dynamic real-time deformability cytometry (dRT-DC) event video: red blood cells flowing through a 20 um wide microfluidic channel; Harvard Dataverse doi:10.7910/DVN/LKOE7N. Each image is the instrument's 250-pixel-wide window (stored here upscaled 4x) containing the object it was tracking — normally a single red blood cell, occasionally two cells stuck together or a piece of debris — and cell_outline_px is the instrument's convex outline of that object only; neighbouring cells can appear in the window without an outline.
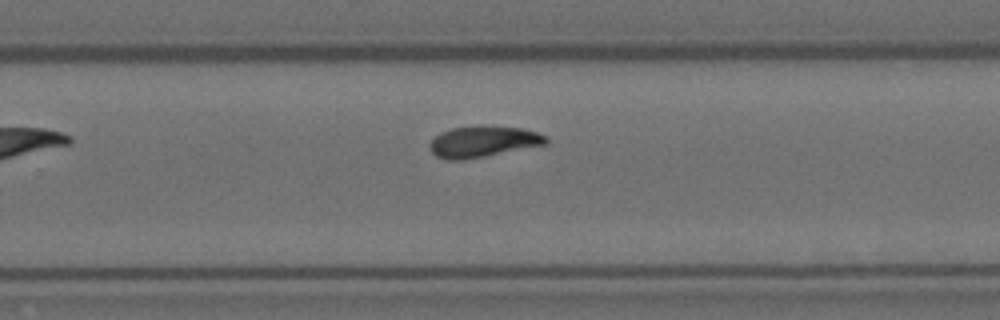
{"species": "Egyptian fruit bat (a non-hibernating species)", "species_latin": "Rousettus aegyptiacus", "temperature_condition": "room temperature", "stored_images_in_passage": 8, "camera_frame_rate_fps": 3000, "um_per_image_px": 0.085, "animal": {"sex": "female"}, "frame": {"image": 1, "passage_image": 8, "time_ms": 2.333, "image_size_px": [1000, 320], "cell_outline_px": [[548, 144], [464, 160], [448, 160], [436, 156], [428, 148], [428, 144], [440, 132], [452, 128], [520, 128], [536, 132], [548, 136]], "centroid_in_image_um": [41.05, 12.08], "position_along_channel_um": 288.8, "area_um2": 20.46}}